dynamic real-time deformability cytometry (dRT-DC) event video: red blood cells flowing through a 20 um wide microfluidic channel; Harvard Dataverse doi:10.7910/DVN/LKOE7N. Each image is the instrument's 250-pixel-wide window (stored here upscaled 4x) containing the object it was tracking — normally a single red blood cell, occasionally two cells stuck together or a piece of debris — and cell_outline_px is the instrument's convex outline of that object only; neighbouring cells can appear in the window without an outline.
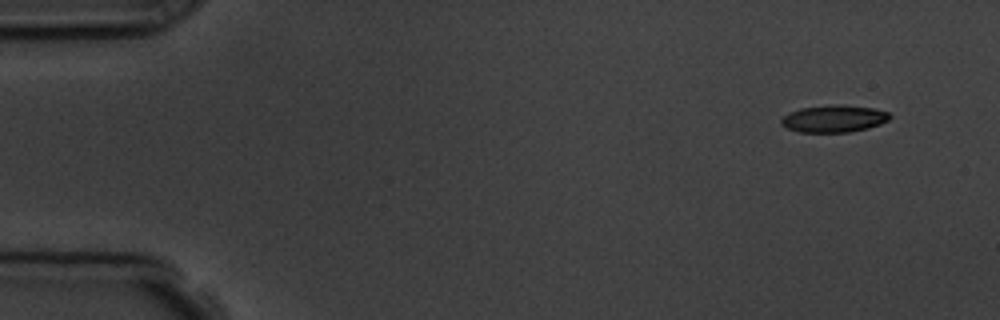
{"species": "common noctule bat (a hibernating species)", "species_latin": "Nyctalus noctula", "temperature_condition": "room temperature", "stored_images_in_passage": 9, "camera_frame_rate_fps": 3000, "um_per_image_px": 0.085, "animal": {"sex": "male", "body_mass_g": 19.5, "forearm_length_mm": 54.6}, "frame": {"image": 1, "passage_image": 1, "time_ms": 0.0, "image_size_px": [1000, 320], "cell_outline_px": [[892, 116], [888, 120], [880, 124], [868, 128], [848, 132], [800, 132], [788, 128], [780, 124], [780, 120], [788, 112], [800, 108], [836, 104], [840, 104], [872, 108], [888, 112]], "centroid_in_image_um": [70.87, 10.08], "position_along_channel_um": 14.1, "area_um2": 17.17}}
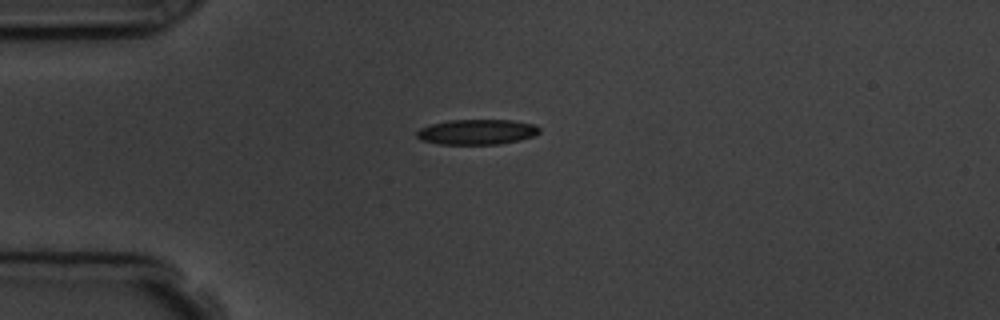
{"frame": {"image": 2, "passage_image": 4, "time_ms": 3.333, "image_size_px": [1000, 320], "cell_outline_px": [[540, 132], [532, 136], [520, 140], [500, 144], [440, 144], [420, 140], [416, 136], [416, 132], [420, 128], [432, 124], [448, 120], [512, 120], [536, 124], [540, 128]], "centroid_in_image_um": [40.55, 11.21], "position_along_channel_um": 44.5, "area_um2": 18.09}}